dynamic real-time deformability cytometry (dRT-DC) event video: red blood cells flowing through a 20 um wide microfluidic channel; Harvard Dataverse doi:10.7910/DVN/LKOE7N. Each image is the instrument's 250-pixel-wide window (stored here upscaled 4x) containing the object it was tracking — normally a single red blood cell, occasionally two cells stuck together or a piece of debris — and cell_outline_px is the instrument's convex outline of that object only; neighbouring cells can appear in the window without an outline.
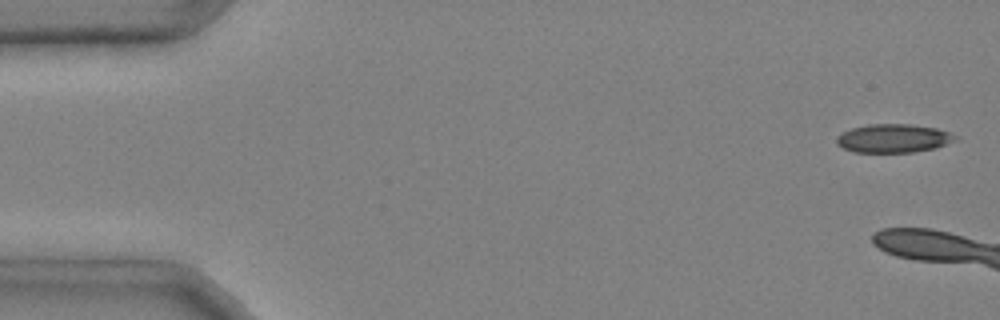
{"species": "common noctule bat (a hibernating species)", "species_latin": "Nyctalus noctula", "temperature_condition": "cold", "stored_images_in_passage": 7, "camera_frame_rate_fps": 3000, "um_per_image_px": 0.085, "animal": {"sex": "male", "body_mass_g": 20.4}, "frame": {"image": 1, "passage_image": 2, "time_ms": 0.333, "image_size_px": [1000, 320], "cell_outline_px": [[956, 140], [936, 148], [912, 152], [852, 152], [836, 144], [836, 136], [852, 128], [868, 124], [912, 124], [936, 128], [948, 132], [956, 136]], "centroid_in_image_um": [75.92, 11.76], "position_along_channel_um": 9.1, "area_um2": 19.71}}